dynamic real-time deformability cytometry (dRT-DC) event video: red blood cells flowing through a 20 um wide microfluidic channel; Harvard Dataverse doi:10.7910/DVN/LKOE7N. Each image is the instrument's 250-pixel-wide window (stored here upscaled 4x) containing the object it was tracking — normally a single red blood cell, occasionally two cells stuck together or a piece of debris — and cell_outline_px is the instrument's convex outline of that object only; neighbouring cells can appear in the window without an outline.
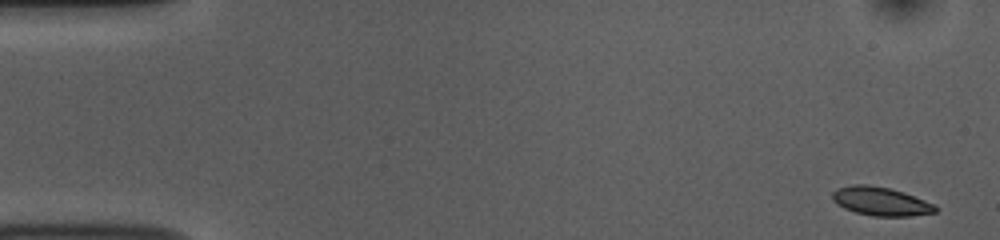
{"species": "common noctule bat (a hibernating species)", "species_latin": "Nyctalus noctula", "temperature_condition": "room temperature", "stored_images_in_passage": 52, "camera_frame_rate_fps": 3000, "um_per_image_px": 0.085, "animal": {"sex": "female", "body_mass_g": 10.0, "forearm_length_mm": 53.1}, "frame": {"image": 1, "passage_image": 1, "time_ms": 0.0, "image_size_px": [1000, 240], "cell_outline_px": [[936, 212], [908, 216], [872, 216], [856, 212], [844, 208], [836, 204], [832, 200], [832, 192], [836, 188], [852, 184], [868, 184], [888, 188], [904, 192], [924, 200], [932, 204], [936, 208]], "centroid_in_image_um": [74.8, 17.1], "position_along_channel_um": 10.2, "area_um2": 17.11}}
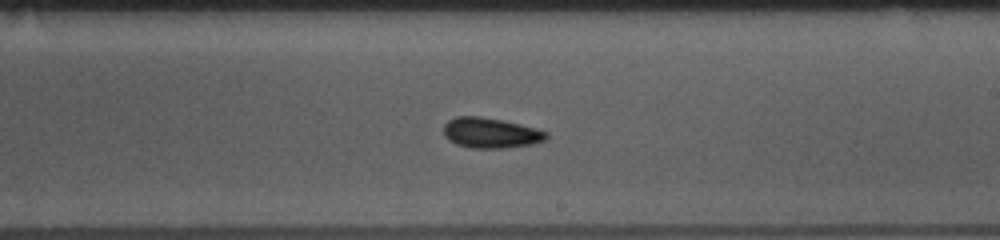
{"frame": {"image": 2, "passage_image": 30, "time_ms": 9.667, "image_size_px": [1000, 240], "cell_outline_px": [[548, 136], [544, 140], [532, 144], [500, 148], [472, 148], [456, 144], [448, 140], [444, 136], [444, 124], [448, 120], [456, 116], [480, 116], [520, 124], [536, 128], [548, 132]], "centroid_in_image_um": [41.68, 11.29], "position_along_channel_um": 247.3, "area_um2": 18.09}}
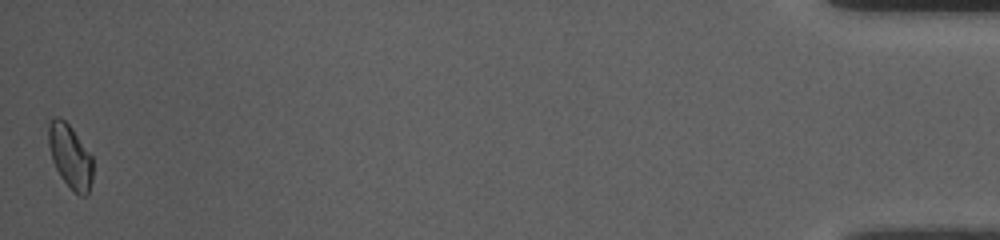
{"frame": {"image": 3, "passage_image": 52, "time_ms": 17.0, "image_size_px": [1000, 240], "cell_outline_px": [[92, 180], [88, 196], [80, 196], [60, 176], [52, 160], [48, 144], [48, 116], [60, 116], [72, 128], [92, 156]], "centroid_in_image_um": [5.94, 13.24], "position_along_channel_um": 429.3, "area_um2": 16.59}, "authors_computed_cell_mechanics": {"area_um2": 16.9932, "velocity_mm_per_s": 3.7428, "shape_relaxation_time_tau1_ms": 2.835, "shape_relaxation_time_tau2_ms": 3.6914, "deformation_change_tau1": 0.0973, "deformation_change_tau2": 0.0839}}